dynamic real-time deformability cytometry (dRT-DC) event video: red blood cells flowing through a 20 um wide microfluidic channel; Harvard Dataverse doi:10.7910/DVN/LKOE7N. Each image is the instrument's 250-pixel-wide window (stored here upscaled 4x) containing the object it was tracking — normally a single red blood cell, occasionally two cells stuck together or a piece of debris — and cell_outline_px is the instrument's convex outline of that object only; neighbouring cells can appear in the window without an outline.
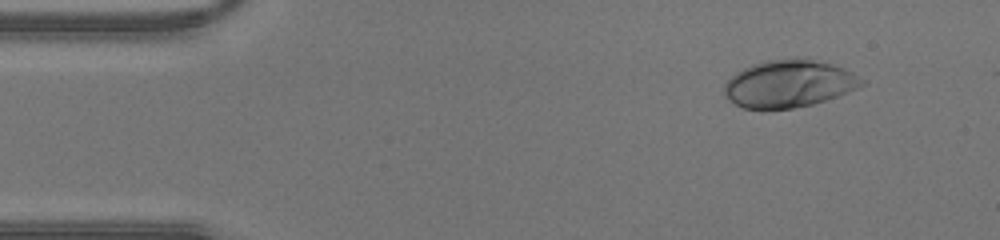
{"species": "human", "species_latin": "Homo sapiens", "temperature_condition": "warm", "stored_images_in_passage": 40, "camera_frame_rate_fps": 3000, "um_per_image_px": 0.085, "donor": {"sex": "male"}, "frame": {"image": 1, "passage_image": 2, "time_ms": 0.333, "image_size_px": [1000, 240], "cell_outline_px": [[864, 84], [856, 88], [836, 96], [812, 104], [792, 108], [744, 108], [728, 100], [724, 96], [724, 84], [736, 72], [752, 64], [768, 60], [796, 56], [832, 64], [844, 68], [852, 72], [864, 80]], "centroid_in_image_um": [67.03, 7.09], "position_along_channel_um": 18.0, "area_um2": 37.74}}
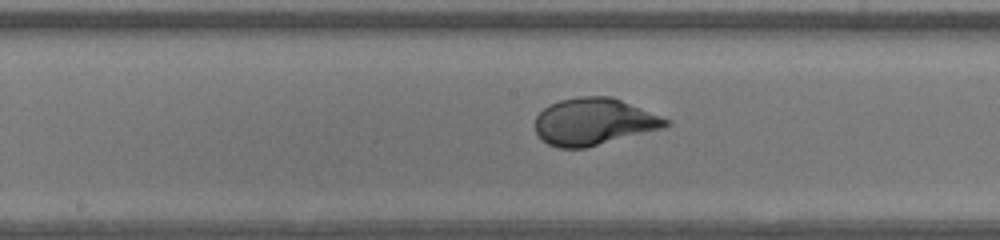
{"frame": {"image": 2, "passage_image": 19, "time_ms": 6.0, "image_size_px": [1000, 240], "cell_outline_px": [[672, 124], [664, 128], [588, 148], [560, 148], [548, 144], [540, 140], [536, 132], [536, 116], [548, 104], [560, 100], [580, 96], [612, 96], [672, 120]], "centroid_in_image_um": [50.51, 10.35], "position_along_channel_um": 197.7, "area_um2": 36.24}}
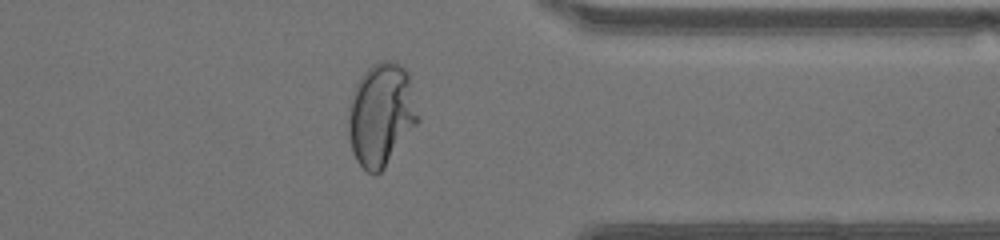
{"frame": {"image": 3, "passage_image": 31, "time_ms": 10.0, "image_size_px": [1000, 240], "cell_outline_px": [[420, 120], [384, 168], [376, 176], [368, 172], [356, 160], [352, 152], [348, 132], [348, 116], [352, 92], [360, 76], [372, 64], [380, 60], [392, 60], [400, 64], [408, 72], [420, 116]], "centroid_in_image_um": [32.4, 9.72], "position_along_channel_um": 379.0, "area_um2": 42.08}}